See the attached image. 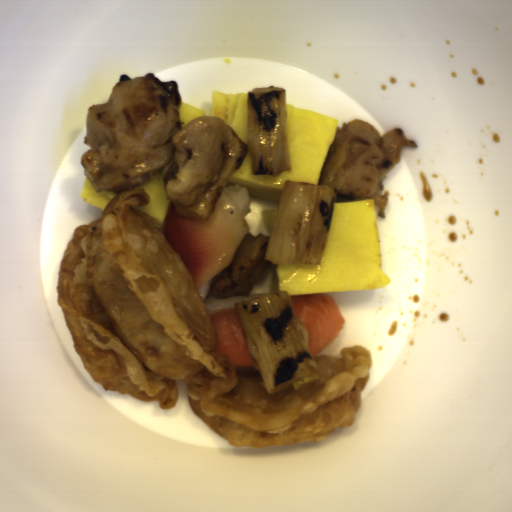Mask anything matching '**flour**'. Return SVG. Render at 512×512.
Listing matches in <instances>:
<instances>
[{
  "label": "flour",
  "instance_id": "1",
  "mask_svg": "<svg viewBox=\"0 0 512 512\" xmlns=\"http://www.w3.org/2000/svg\"><path fill=\"white\" fill-rule=\"evenodd\" d=\"M141 186L119 191L73 232L57 296L72 346L105 391L170 410L183 382L189 406L236 448L319 442L351 426L373 366L362 345L313 357L319 379L268 393L260 375L218 351L212 315L163 228L135 209Z\"/></svg>",
  "mask_w": 512,
  "mask_h": 512
}]
</instances>
